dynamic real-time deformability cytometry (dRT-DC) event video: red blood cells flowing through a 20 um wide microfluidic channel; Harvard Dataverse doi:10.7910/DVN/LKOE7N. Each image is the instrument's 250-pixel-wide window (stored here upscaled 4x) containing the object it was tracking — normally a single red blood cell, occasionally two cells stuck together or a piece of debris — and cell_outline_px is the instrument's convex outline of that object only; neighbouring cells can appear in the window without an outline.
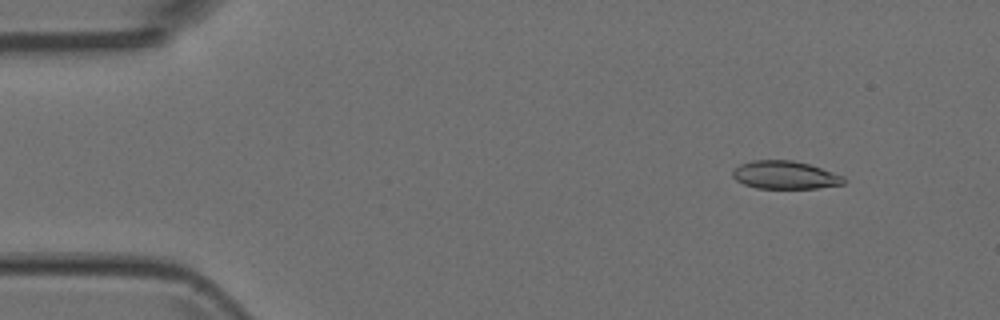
{"species": "Egyptian fruit bat (a non-hibernating species)", "species_latin": "Rousettus aegyptiacus", "temperature_condition": "room temperature", "stored_images_in_passage": 7, "camera_frame_rate_fps": 3000, "um_per_image_px": 0.085, "animal": {"sex": "female"}, "frame": {"image": 1, "passage_image": 2, "time_ms": 0.333, "image_size_px": [1000, 320], "cell_outline_px": [[844, 184], [816, 188], [756, 188], [744, 184], [736, 180], [732, 176], [732, 172], [740, 164], [752, 160], [792, 160], [808, 164], [844, 176]], "centroid_in_image_um": [66.7, 14.87], "position_along_channel_um": 18.3, "area_um2": 17.98}}
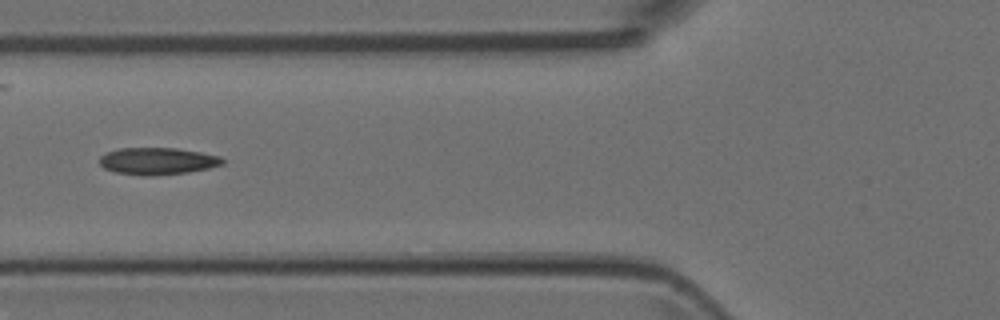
{"frame": {"image": 2, "passage_image": 6, "time_ms": 1.667, "image_size_px": [1000, 320], "cell_outline_px": [[224, 164], [208, 168], [188, 172], [152, 176], [140, 176], [116, 172], [104, 168], [100, 164], [100, 156], [104, 152], [120, 148], [176, 148], [200, 152], [220, 156], [224, 160]], "centroid_in_image_um": [13.37, 13.69], "position_along_channel_um": 112.4, "area_um2": 19.48}}
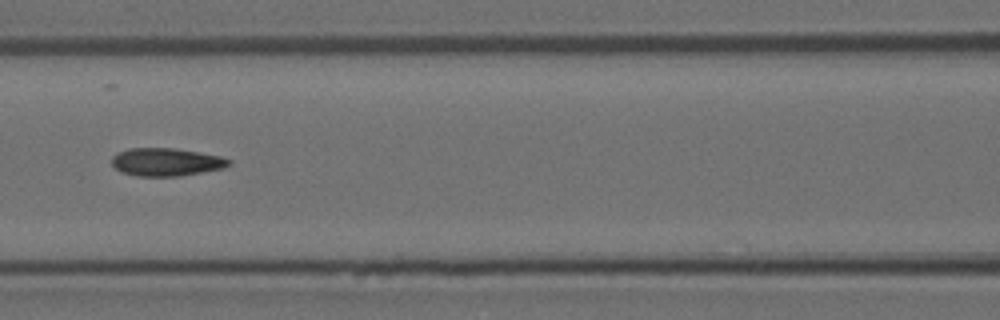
{"frame": {"image": 3, "passage_image": 7, "time_ms": 2.0, "image_size_px": [1000, 320], "cell_outline_px": [[232, 164], [220, 168], [180, 176], [136, 176], [120, 172], [112, 164], [112, 156], [116, 152], [128, 148], [176, 148], [220, 156], [232, 160]], "centroid_in_image_um": [14.08, 13.76], "position_along_channel_um": 152.5, "area_um2": 19.07}}